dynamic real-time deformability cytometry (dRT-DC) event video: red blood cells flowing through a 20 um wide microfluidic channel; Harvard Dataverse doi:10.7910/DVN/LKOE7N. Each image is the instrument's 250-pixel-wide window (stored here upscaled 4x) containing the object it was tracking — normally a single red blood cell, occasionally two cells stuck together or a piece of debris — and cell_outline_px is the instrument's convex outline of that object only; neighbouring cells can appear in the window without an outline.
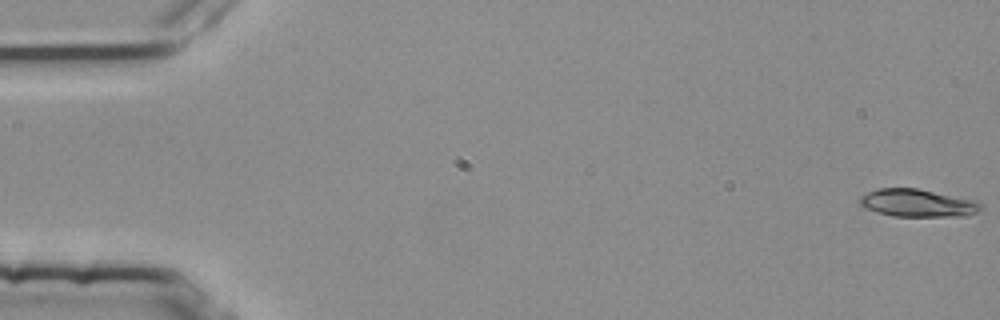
{"species": "common noctule bat (a hibernating species)", "species_latin": "Nyctalus noctula", "temperature_condition": "room temperature", "stored_images_in_passage": 55, "camera_frame_rate_fps": 3000, "um_per_image_px": 0.085, "animal": {"sex": "female", "body_mass_g": 25.1}, "frame": {"image": 1, "passage_image": 1, "time_ms": 0.0, "image_size_px": [1000, 320], "cell_outline_px": [[984, 208], [968, 216], [892, 216], [876, 212], [864, 208], [860, 204], [860, 196], [876, 188], [916, 188], [980, 200], [984, 204]], "centroid_in_image_um": [78.06, 17.25], "position_along_channel_um": 6.9, "area_um2": 19.94}}
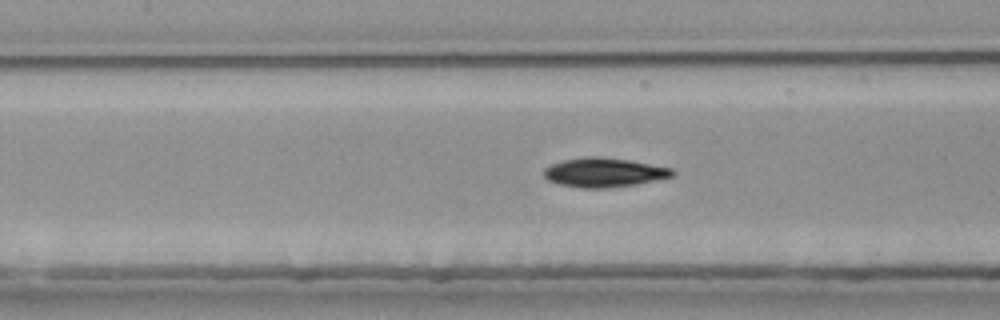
{"frame": {"image": 2, "passage_image": 25, "time_ms": 8.0, "image_size_px": [1000, 320], "cell_outline_px": [[676, 172], [672, 176], [636, 184], [604, 188], [580, 188], [560, 184], [548, 180], [544, 176], [544, 168], [552, 164], [564, 160], [584, 156], [596, 156], [628, 160], [672, 168]], "centroid_in_image_um": [51.32, 14.65], "position_along_channel_um": 156.1, "area_um2": 21.68}}
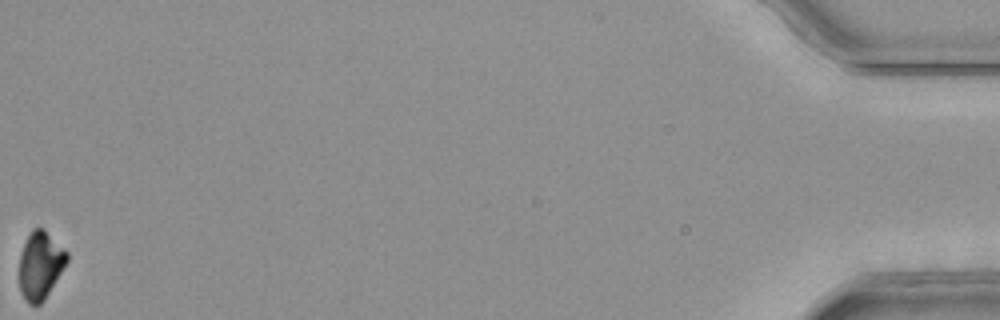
{"frame": {"image": 3, "passage_image": 55, "time_ms": 18.0, "image_size_px": [1000, 320], "cell_outline_px": [[68, 260], [44, 300], [40, 304], [28, 304], [24, 300], [20, 292], [20, 256], [24, 244], [32, 228], [44, 228], [68, 252]], "centroid_in_image_um": [3.43, 22.55], "position_along_channel_um": 431.8, "area_um2": 18.67}, "authors_computed_cell_mechanics": {"area_um2": 20.519, "velocity_mm_per_s": 3.788, "shape_relaxation_time_tau1_ms": 8.7198, "shape_relaxation_time_tau2_ms": null, "deformation_change_tau1": 0.2072, "deformation_change_tau2": null}}